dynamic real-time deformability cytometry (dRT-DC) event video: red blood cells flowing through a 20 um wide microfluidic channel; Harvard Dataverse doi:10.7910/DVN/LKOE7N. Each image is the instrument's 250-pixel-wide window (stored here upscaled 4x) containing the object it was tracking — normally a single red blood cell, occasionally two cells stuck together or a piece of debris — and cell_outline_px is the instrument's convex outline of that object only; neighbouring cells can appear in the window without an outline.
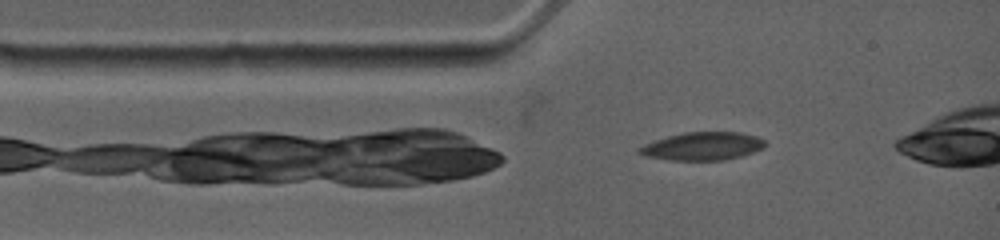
{"species": "common noctule bat (a hibernating species)", "species_latin": "Nyctalus noctula", "temperature_condition": "warm", "stored_images_in_passage": 2, "camera_frame_rate_fps": 4500, "um_per_image_px": 0.085, "animal": {"sex": "female", "body_mass_g": 19.0, "forearm_length_mm": 53.3}, "frame": {"image": 1, "passage_image": 1, "time_ms": 0.0, "image_size_px": [1000, 240], "cell_outline_px": [[768, 144], [764, 148], [740, 156], [724, 160], [668, 160], [644, 156], [636, 152], [636, 148], [644, 144], [668, 136], [684, 132], [740, 132], [756, 136], [764, 140]], "centroid_in_image_um": [59.7, 12.43], "position_along_channel_um": 25.3, "area_um2": 20.69}}
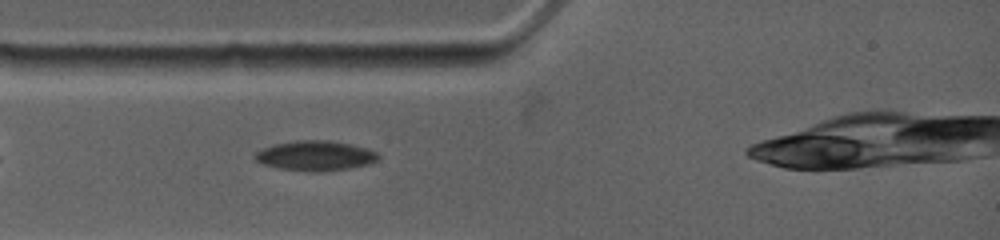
{"frame": {"image": 2, "passage_image": 2, "time_ms": 1.111, "image_size_px": [1000, 240], "cell_outline_px": [[380, 160], [368, 164], [348, 168], [320, 172], [312, 172], [280, 168], [264, 164], [256, 160], [252, 156], [256, 152], [272, 144], [296, 140], [328, 140], [368, 148], [376, 152], [380, 156]], "centroid_in_image_um": [26.81, 13.23], "position_along_channel_um": 58.2, "area_um2": 21.5}}